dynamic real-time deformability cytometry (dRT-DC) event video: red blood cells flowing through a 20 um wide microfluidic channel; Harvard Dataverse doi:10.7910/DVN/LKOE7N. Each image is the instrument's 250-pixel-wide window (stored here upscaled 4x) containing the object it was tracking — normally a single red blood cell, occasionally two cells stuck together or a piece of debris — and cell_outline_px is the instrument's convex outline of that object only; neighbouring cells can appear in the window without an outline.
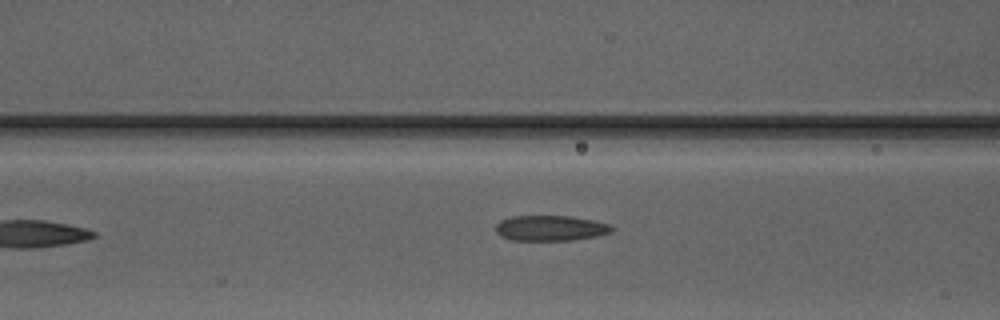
{"species": "Egyptian fruit bat (a non-hibernating species)", "species_latin": "Rousettus aegyptiacus", "temperature_condition": "warm", "stored_images_in_passage": 25, "camera_frame_rate_fps": 3000, "um_per_image_px": 0.085, "animal": {"sex": "male"}, "frame": {"image": 1, "passage_image": 4, "time_ms": 1.0, "image_size_px": [1000, 320], "cell_outline_px": [[616, 228], [612, 232], [596, 236], [572, 240], [512, 240], [500, 236], [496, 232], [496, 224], [500, 220], [512, 216], [572, 216], [592, 220], [608, 224]], "centroid_in_image_um": [46.79, 19.39], "position_along_channel_um": 119.8, "area_um2": 17.22}}
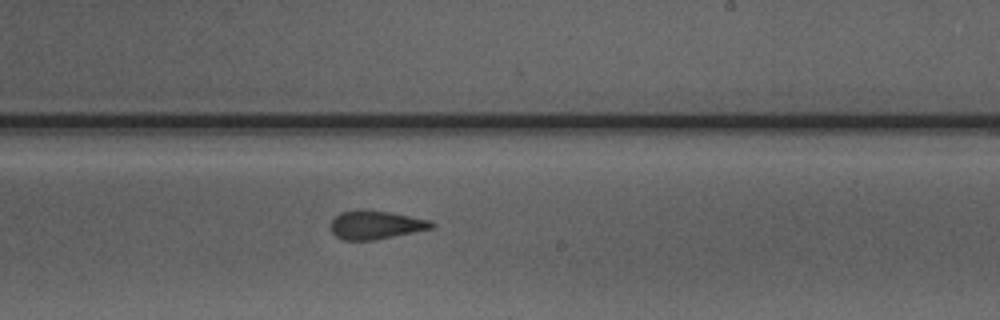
{"frame": {"image": 2, "passage_image": 14, "time_ms": 4.333, "image_size_px": [1000, 320], "cell_outline_px": [[436, 224], [432, 228], [372, 240], [344, 240], [336, 236], [332, 232], [332, 220], [340, 212], [356, 208], [360, 208], [388, 212], [428, 220]], "centroid_in_image_um": [31.88, 19.09], "position_along_channel_um": 257.1, "area_um2": 16.53}}
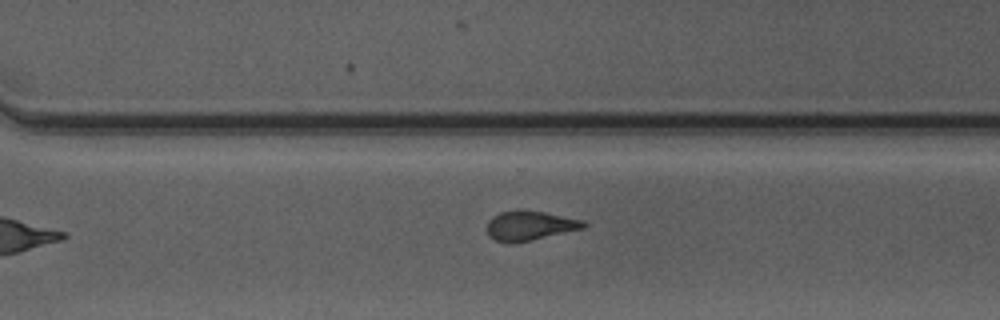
{"frame": {"image": 3, "passage_image": 19, "time_ms": 6.0, "image_size_px": [1000, 320], "cell_outline_px": [[588, 224], [584, 228], [512, 244], [496, 240], [488, 232], [488, 220], [492, 216], [500, 212], [520, 208], [544, 212], [584, 220]], "centroid_in_image_um": [45.04, 19.15], "position_along_channel_um": 325.6, "area_um2": 16.65}}